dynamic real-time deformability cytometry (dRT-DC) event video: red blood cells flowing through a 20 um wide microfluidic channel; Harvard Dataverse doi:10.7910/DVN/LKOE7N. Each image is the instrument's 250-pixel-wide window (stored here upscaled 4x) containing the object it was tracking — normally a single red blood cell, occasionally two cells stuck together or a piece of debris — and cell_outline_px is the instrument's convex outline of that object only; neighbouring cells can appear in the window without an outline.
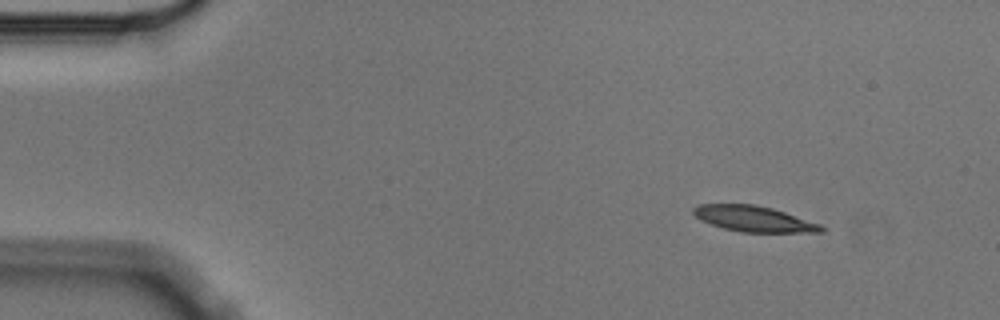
{"species": "Egyptian fruit bat (a non-hibernating species)", "species_latin": "Rousettus aegyptiacus", "temperature_condition": "cold", "stored_images_in_passage": 6, "camera_frame_rate_fps": 3000, "um_per_image_px": 0.085, "animal": {"sex": "male"}, "frame": {"image": 1, "passage_image": 1, "time_ms": 0.0, "image_size_px": [1000, 320], "cell_outline_px": [[824, 232], [740, 232], [724, 228], [700, 220], [692, 212], [692, 208], [696, 204], [756, 204], [772, 208], [820, 224], [824, 228]], "centroid_in_image_um": [64.04, 18.59], "position_along_channel_um": 21.0, "area_um2": 19.07}}
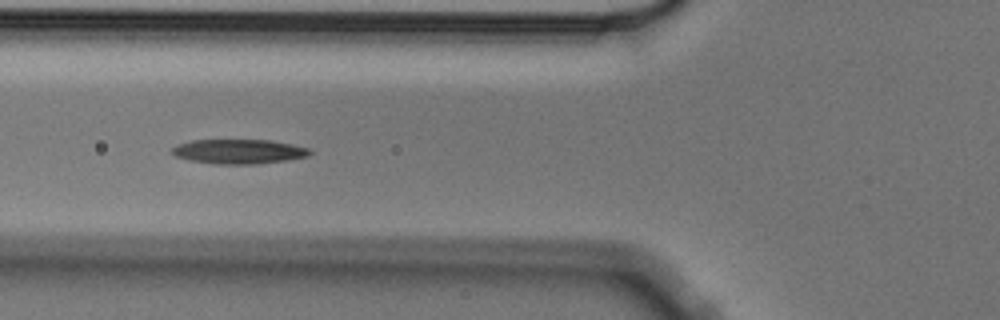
{"frame": {"image": 2, "passage_image": 5, "time_ms": 1.333, "image_size_px": [1000, 320], "cell_outline_px": [[312, 152], [308, 156], [288, 160], [256, 164], [212, 164], [188, 160], [176, 156], [172, 152], [172, 148], [176, 144], [192, 140], [272, 140], [292, 144], [308, 148]], "centroid_in_image_um": [20.29, 12.88], "position_along_channel_um": 105.5, "area_um2": 19.83}}
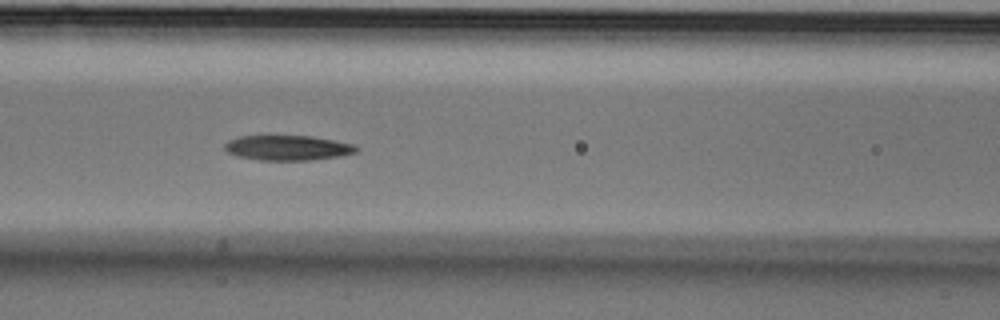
{"frame": {"image": 3, "passage_image": 6, "time_ms": 1.667, "image_size_px": [1000, 320], "cell_outline_px": [[360, 148], [356, 152], [340, 156], [312, 160], [260, 160], [236, 156], [228, 152], [224, 148], [224, 144], [228, 140], [240, 136], [312, 136], [352, 144]], "centroid_in_image_um": [24.43, 12.57], "position_along_channel_um": 142.2, "area_um2": 19.13}}